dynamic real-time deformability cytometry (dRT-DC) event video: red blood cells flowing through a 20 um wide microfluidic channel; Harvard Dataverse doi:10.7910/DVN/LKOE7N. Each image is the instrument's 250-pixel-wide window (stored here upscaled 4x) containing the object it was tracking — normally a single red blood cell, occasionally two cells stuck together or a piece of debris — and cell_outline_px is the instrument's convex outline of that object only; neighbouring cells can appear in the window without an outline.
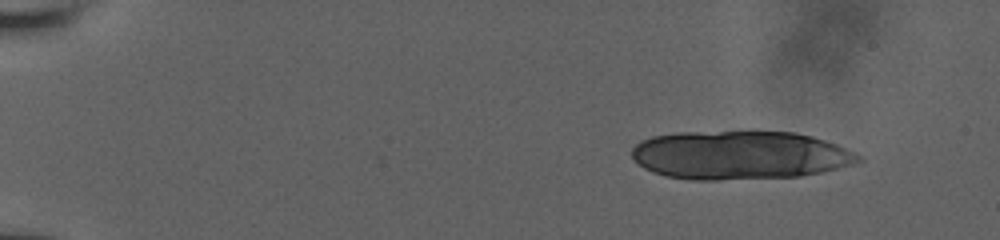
{"species": "human", "species_latin": "Homo sapiens", "temperature_condition": "room temperature", "stored_images_in_passage": 14, "camera_frame_rate_fps": 3000, "um_per_image_px": 0.085, "donor": {"sex": "male"}, "frame": {"image": 1, "passage_image": 1, "time_ms": 0.0, "image_size_px": [1000, 240], "cell_outline_px": [[864, 160], [852, 164], [820, 172], [800, 176], [716, 180], [692, 180], [664, 176], [652, 172], [644, 168], [632, 160], [632, 148], [640, 140], [652, 136], [676, 132], [796, 132], [812, 136], [836, 144], [860, 156]], "centroid_in_image_um": [62.81, 13.19], "position_along_channel_um": 22.2, "area_um2": 64.1}}